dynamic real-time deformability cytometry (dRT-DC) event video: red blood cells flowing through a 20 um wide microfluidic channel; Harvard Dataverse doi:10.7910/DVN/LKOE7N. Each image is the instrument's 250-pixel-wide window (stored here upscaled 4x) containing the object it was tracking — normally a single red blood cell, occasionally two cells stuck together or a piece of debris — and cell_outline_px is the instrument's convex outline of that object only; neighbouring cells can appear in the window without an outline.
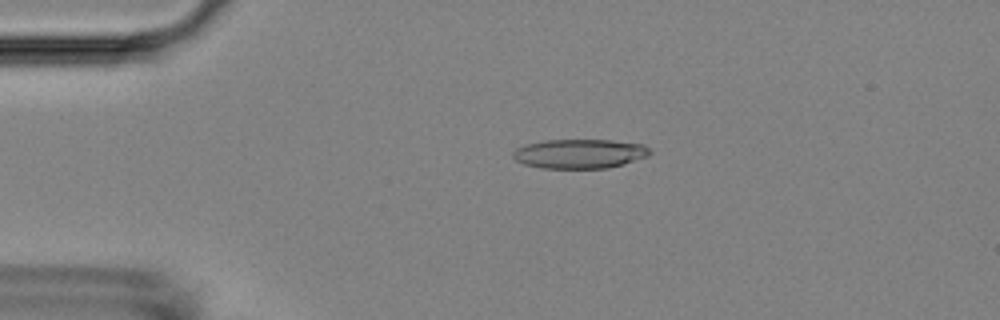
{"species": "Egyptian fruit bat (a non-hibernating species)", "species_latin": "Rousettus aegyptiacus", "temperature_condition": "room temperature", "stored_images_in_passage": 44, "camera_frame_rate_fps": 3000, "um_per_image_px": 0.085, "animal": {"sex": "female"}, "frame": {"image": 1, "passage_image": 2, "time_ms": 0.333, "image_size_px": [1000, 320], "cell_outline_px": [[652, 152], [648, 156], [624, 164], [608, 168], [540, 168], [524, 164], [516, 160], [512, 156], [512, 152], [516, 148], [524, 144], [548, 140], [612, 140], [644, 144]], "centroid_in_image_um": [49.27, 13.06], "position_along_channel_um": 35.7, "area_um2": 23.52}}
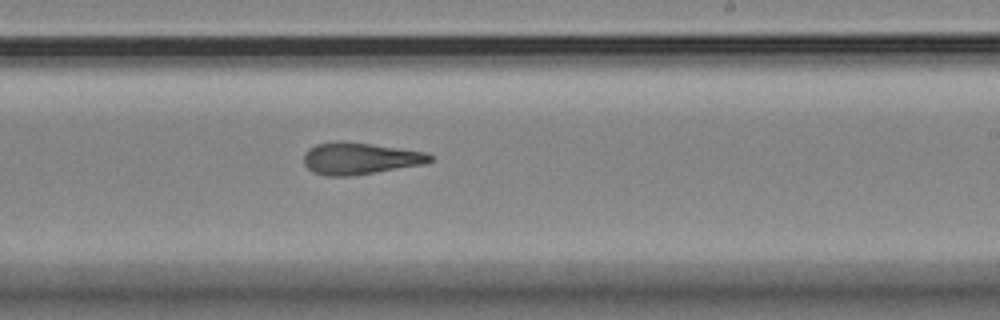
{"frame": {"image": 2, "passage_image": 23, "time_ms": 7.333, "image_size_px": [1000, 320], "cell_outline_px": [[432, 160], [424, 164], [352, 176], [324, 176], [312, 172], [304, 164], [304, 152], [308, 148], [316, 144], [340, 140], [372, 144], [424, 152], [432, 156]], "centroid_in_image_um": [30.53, 13.47], "position_along_channel_um": 258.5, "area_um2": 23.47}}
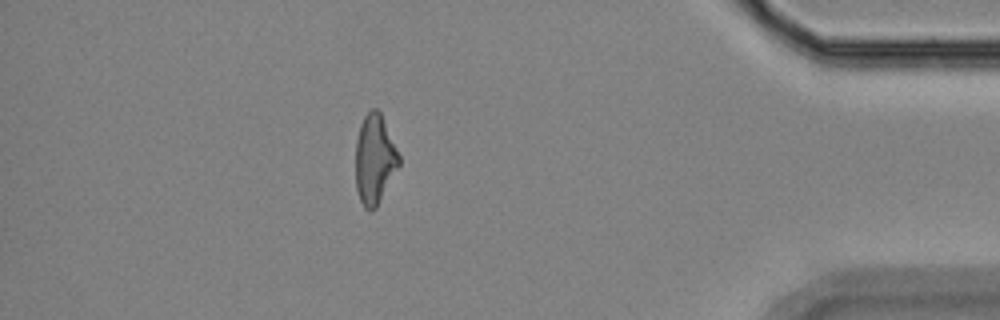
{"frame": {"image": 3, "passage_image": 38, "time_ms": 12.333, "image_size_px": [1000, 320], "cell_outline_px": [[400, 164], [376, 208], [372, 212], [368, 212], [364, 208], [360, 200], [356, 188], [356, 140], [360, 124], [364, 116], [372, 108], [376, 108], [380, 112], [400, 156]], "centroid_in_image_um": [31.83, 13.57], "position_along_channel_um": 403.4, "area_um2": 22.6}, "authors_computed_cell_mechanics": {"area_um2": 23.4957, "velocity_mm_per_s": 3.707, "shape_relaxation_time_tau1_ms": null, "shape_relaxation_time_tau2_ms": 5.6298, "deformation_change_tau1": null, "deformation_change_tau2": 0.1791}}